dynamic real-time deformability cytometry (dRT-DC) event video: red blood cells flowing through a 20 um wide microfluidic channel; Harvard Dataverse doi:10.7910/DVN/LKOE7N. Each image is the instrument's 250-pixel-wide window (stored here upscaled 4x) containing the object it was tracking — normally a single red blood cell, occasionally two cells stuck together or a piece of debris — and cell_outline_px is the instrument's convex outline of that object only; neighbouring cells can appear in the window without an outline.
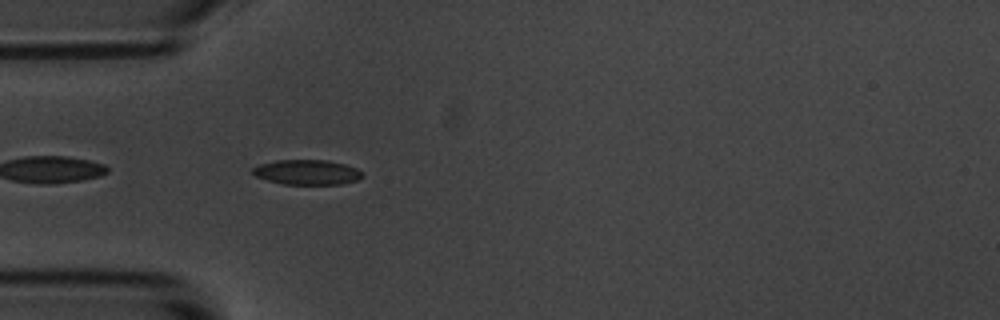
{"species": "common noctule bat (a hibernating species)", "species_latin": "Nyctalus noctula", "temperature_condition": "room temperature", "stored_images_in_passage": 4, "camera_frame_rate_fps": 3000, "um_per_image_px": 0.085, "animal": {"sex": "male", "body_mass_g": 20.1, "forearm_length_mm": 53.5}, "frame": {"image": 1, "passage_image": 4, "time_ms": 4.333, "image_size_px": [1000, 320], "cell_outline_px": [[364, 176], [356, 180], [340, 184], [284, 184], [268, 180], [256, 176], [252, 172], [252, 168], [260, 164], [276, 160], [328, 160], [344, 164], [356, 168], [364, 172]], "centroid_in_image_um": [26.12, 14.63], "position_along_channel_um": 58.9, "area_um2": 15.9}}